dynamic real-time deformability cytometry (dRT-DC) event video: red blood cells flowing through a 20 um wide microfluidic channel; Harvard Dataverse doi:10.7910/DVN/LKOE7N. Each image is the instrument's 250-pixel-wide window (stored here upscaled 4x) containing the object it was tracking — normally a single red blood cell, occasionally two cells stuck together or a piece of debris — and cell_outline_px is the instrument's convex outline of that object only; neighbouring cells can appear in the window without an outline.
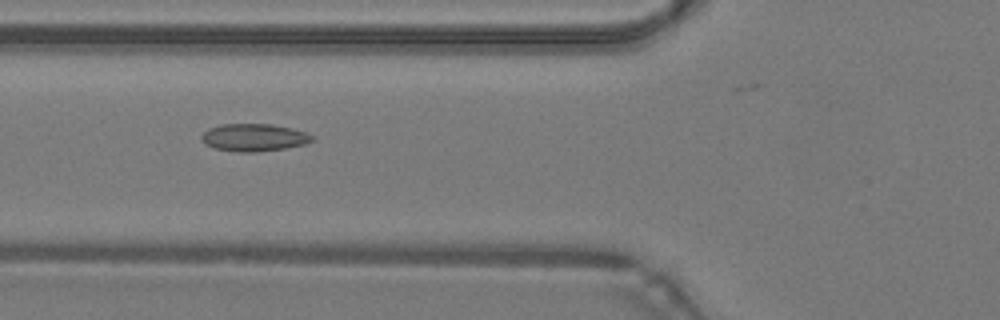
{"species": "common noctule bat (a hibernating species)", "species_latin": "Nyctalus noctula", "temperature_condition": "warm", "stored_images_in_passage": 35, "camera_frame_rate_fps": 3000, "um_per_image_px": 0.085, "animal": {"sex": "male", "body_mass_g": 19.2, "forearm_length_mm": 51.8}, "frame": {"image": 1, "passage_image": 5, "time_ms": 1.333, "image_size_px": [1000, 320], "cell_outline_px": [[316, 140], [304, 144], [284, 148], [256, 152], [236, 152], [216, 148], [204, 144], [200, 136], [208, 128], [220, 124], [272, 124], [292, 128], [308, 132]], "centroid_in_image_um": [21.59, 11.68], "position_along_channel_um": 104.2, "area_um2": 17.86}}
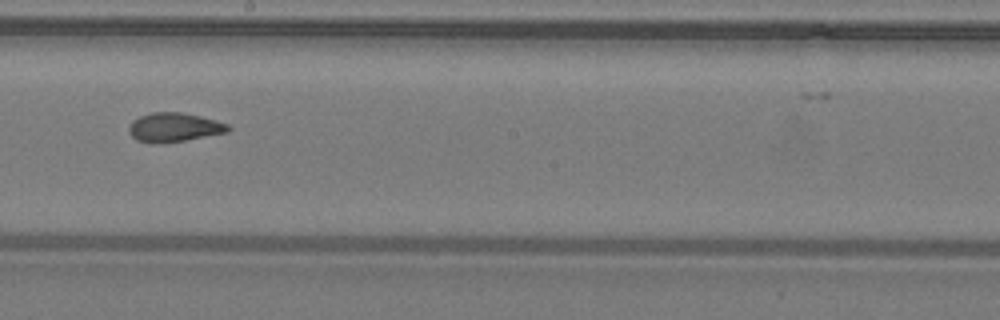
{"frame": {"image": 2, "passage_image": 14, "time_ms": 4.333, "image_size_px": [1000, 320], "cell_outline_px": [[232, 128], [228, 132], [184, 140], [160, 144], [156, 144], [136, 140], [128, 132], [128, 128], [132, 120], [140, 116], [152, 112], [180, 112], [200, 116], [216, 120], [228, 124]], "centroid_in_image_um": [14.78, 10.82], "position_along_channel_um": 233.4, "area_um2": 16.88}}
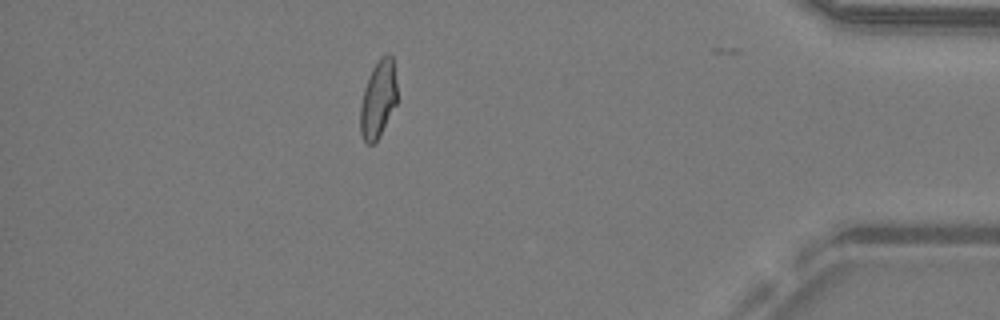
{"frame": {"image": 3, "passage_image": 29, "time_ms": 9.333, "image_size_px": [1000, 320], "cell_outline_px": [[396, 104], [380, 136], [372, 144], [364, 144], [360, 132], [360, 108], [364, 88], [368, 76], [372, 68], [380, 56], [388, 52], [392, 56], [396, 84]], "centroid_in_image_um": [32.12, 8.43], "position_along_channel_um": 403.1, "area_um2": 16.7}, "authors_computed_cell_mechanics": {"area_um2": 16.8776, "velocity_mm_per_s": 4.2928, "shape_relaxation_time_tau1_ms": null, "shape_relaxation_time_tau2_ms": 1.3505, "deformation_change_tau1": null, "deformation_change_tau2": 0.0737}}